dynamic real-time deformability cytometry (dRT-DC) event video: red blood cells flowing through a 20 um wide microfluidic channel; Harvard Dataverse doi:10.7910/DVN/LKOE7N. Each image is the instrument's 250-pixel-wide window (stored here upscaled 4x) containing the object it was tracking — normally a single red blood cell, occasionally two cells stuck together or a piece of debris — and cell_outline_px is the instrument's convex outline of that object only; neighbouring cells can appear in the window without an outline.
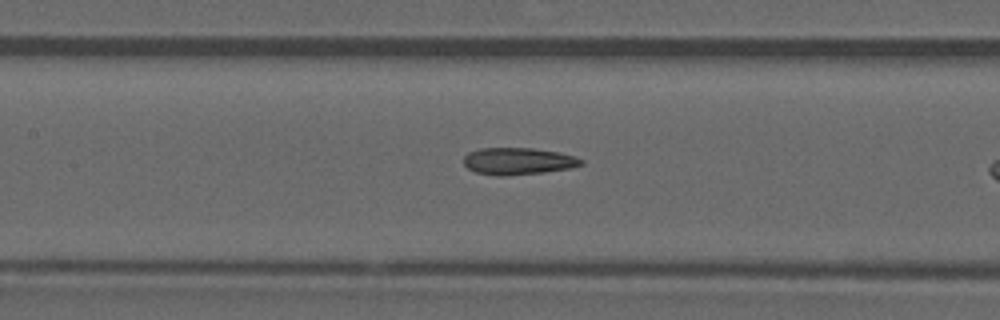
{"species": "common noctule bat (a hibernating species)", "species_latin": "Nyctalus noctula", "temperature_condition": "warm", "stored_images_in_passage": 25, "camera_frame_rate_fps": 3000, "um_per_image_px": 0.085, "animal": {"sex": "male", "forearm_length_mm": 52.5}, "frame": {"image": 1, "passage_image": 8, "time_ms": 2.333, "image_size_px": [1000, 320], "cell_outline_px": [[584, 164], [572, 168], [544, 172], [504, 176], [496, 176], [476, 172], [468, 168], [464, 164], [464, 156], [468, 152], [480, 148], [532, 148], [560, 152], [576, 156], [584, 160]], "centroid_in_image_um": [44.07, 13.7], "position_along_channel_um": 163.3, "area_um2": 18.67}}
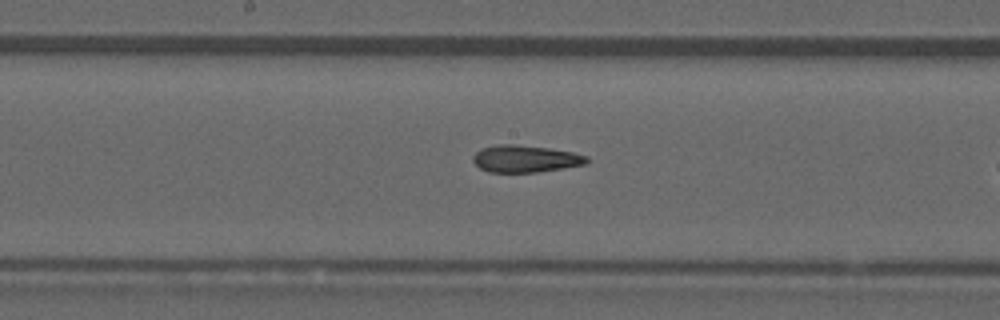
{"frame": {"image": 2, "passage_image": 11, "time_ms": 3.333, "image_size_px": [1000, 320], "cell_outline_px": [[588, 160], [584, 164], [564, 168], [536, 172], [488, 172], [480, 168], [472, 160], [472, 156], [476, 152], [484, 148], [500, 144], [512, 144], [548, 148], [572, 152], [588, 156]], "centroid_in_image_um": [44.64, 13.5], "position_along_channel_um": 203.6, "area_um2": 17.74}}